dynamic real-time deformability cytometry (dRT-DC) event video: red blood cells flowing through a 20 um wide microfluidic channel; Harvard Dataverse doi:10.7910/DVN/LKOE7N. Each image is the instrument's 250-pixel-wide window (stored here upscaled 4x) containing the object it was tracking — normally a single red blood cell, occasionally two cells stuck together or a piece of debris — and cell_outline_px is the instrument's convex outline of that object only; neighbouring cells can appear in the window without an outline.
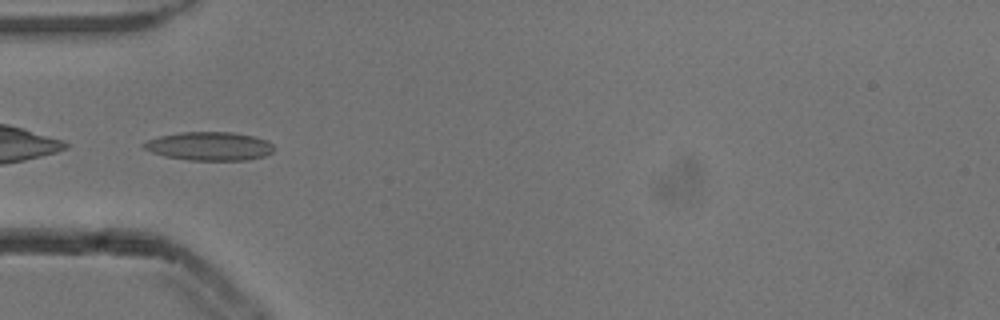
{"species": "common noctule bat (a hibernating species)", "species_latin": "Nyctalus noctula", "temperature_condition": "cold", "stored_images_in_passage": 51, "camera_frame_rate_fps": 3000, "um_per_image_px": 0.085, "animal": {"sex": "male", "body_mass_g": 13.3}, "frame": {"image": 1, "passage_image": 17, "time_ms": 5.333, "image_size_px": [1000, 320], "cell_outline_px": [[276, 148], [272, 152], [264, 156], [248, 160], [188, 160], [164, 156], [152, 152], [144, 148], [140, 144], [148, 140], [160, 136], [180, 132], [232, 132], [252, 136], [268, 140]], "centroid_in_image_um": [17.81, 12.42], "position_along_channel_um": 67.2, "area_um2": 21.73}}
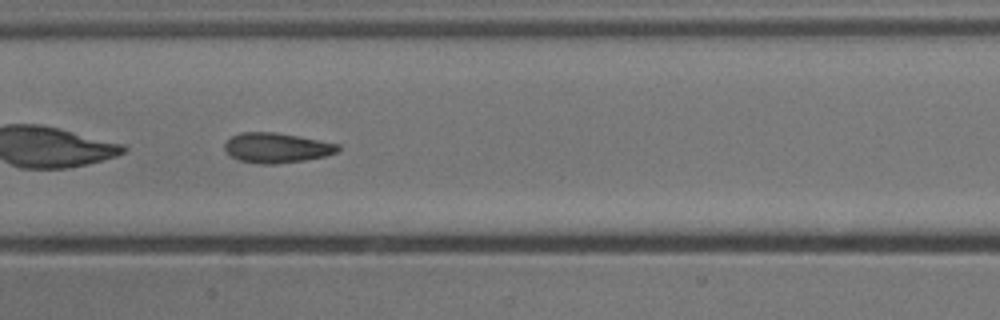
{"frame": {"image": 2, "passage_image": 26, "time_ms": 8.333, "image_size_px": [1000, 320], "cell_outline_px": [[340, 152], [324, 156], [304, 160], [276, 164], [260, 164], [236, 160], [224, 148], [224, 144], [232, 136], [240, 132], [276, 132], [340, 144]], "centroid_in_image_um": [23.52, 12.57], "position_along_channel_um": 183.9, "area_um2": 19.83}}
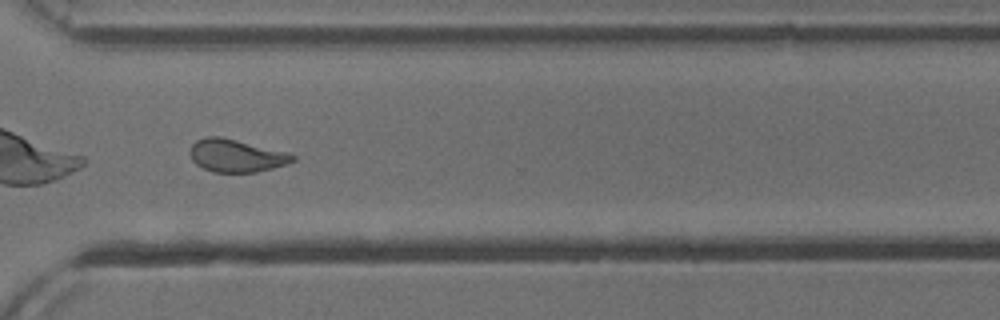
{"frame": {"image": 3, "passage_image": 39, "time_ms": 12.667, "image_size_px": [1000, 320], "cell_outline_px": [[296, 160], [288, 164], [256, 172], [212, 172], [196, 164], [192, 160], [188, 152], [192, 144], [196, 140], [204, 136], [220, 136], [288, 152], [296, 156]], "centroid_in_image_um": [20.07, 13.22], "position_along_channel_um": 350.5, "area_um2": 19.77}, "authors_computed_cell_mechanics": {"area_um2": 20.23, "velocity_mm_per_s": 3.8596, "shape_relaxation_time_tau1_ms": 6.937, "shape_relaxation_time_tau2_ms": 1.4764, "deformation_change_tau1": 0.1483, "deformation_change_tau2": 0.0842}}